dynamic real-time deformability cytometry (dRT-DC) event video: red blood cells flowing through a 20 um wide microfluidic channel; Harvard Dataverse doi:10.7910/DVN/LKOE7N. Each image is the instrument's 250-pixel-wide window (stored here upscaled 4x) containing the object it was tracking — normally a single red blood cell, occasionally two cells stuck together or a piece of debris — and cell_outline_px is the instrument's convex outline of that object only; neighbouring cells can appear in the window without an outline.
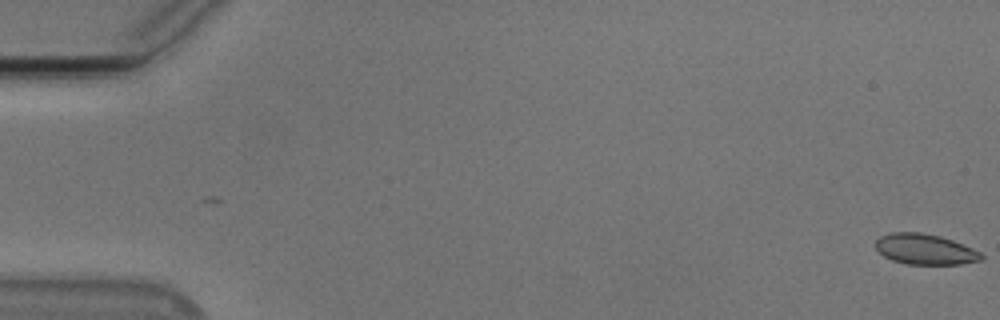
{"species": "Egyptian fruit bat (a non-hibernating species)", "species_latin": "Rousettus aegyptiacus", "temperature_condition": "cold", "stored_images_in_passage": 5, "camera_frame_rate_fps": 3000, "um_per_image_px": 0.085, "animal": {"sex": "male"}, "frame": {"image": 1, "passage_image": 5, "time_ms": 1.333, "image_size_px": [1000, 320], "cell_outline_px": [[984, 256], [980, 260], [960, 264], [908, 264], [892, 260], [884, 256], [876, 248], [876, 240], [880, 236], [888, 232], [920, 232], [940, 236], [952, 240], [972, 248], [980, 252]], "centroid_in_image_um": [78.61, 21.18], "position_along_channel_um": 6.4, "area_um2": 18.73}}